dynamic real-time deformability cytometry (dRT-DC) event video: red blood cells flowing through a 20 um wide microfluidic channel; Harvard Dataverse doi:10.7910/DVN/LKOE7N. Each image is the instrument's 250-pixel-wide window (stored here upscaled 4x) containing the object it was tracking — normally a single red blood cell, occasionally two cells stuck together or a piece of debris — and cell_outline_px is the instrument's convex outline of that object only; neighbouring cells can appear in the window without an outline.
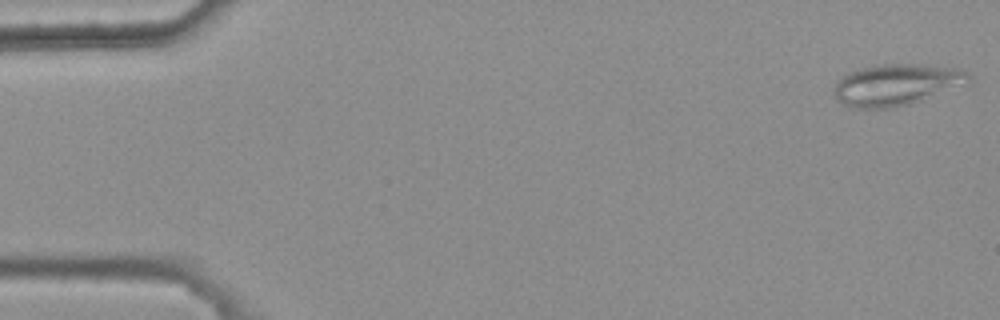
{"species": "common noctule bat (a hibernating species)", "species_latin": "Nyctalus noctula", "temperature_condition": "warm", "stored_images_in_passage": 5, "camera_frame_rate_fps": 3000, "um_per_image_px": 0.085, "animal": {"sex": "female", "body_mass_g": 25.1}, "frame": {"image": 1, "passage_image": 1, "time_ms": 0.0, "image_size_px": [1000, 320], "cell_outline_px": [[972, 76], [968, 84], [908, 104], [888, 108], [856, 108], [844, 104], [836, 100], [832, 92], [832, 88], [848, 72], [860, 68], [876, 64], [920, 64], [960, 68], [968, 72]], "centroid_in_image_um": [76.21, 7.18], "position_along_channel_um": 8.8, "area_um2": 32.66}}